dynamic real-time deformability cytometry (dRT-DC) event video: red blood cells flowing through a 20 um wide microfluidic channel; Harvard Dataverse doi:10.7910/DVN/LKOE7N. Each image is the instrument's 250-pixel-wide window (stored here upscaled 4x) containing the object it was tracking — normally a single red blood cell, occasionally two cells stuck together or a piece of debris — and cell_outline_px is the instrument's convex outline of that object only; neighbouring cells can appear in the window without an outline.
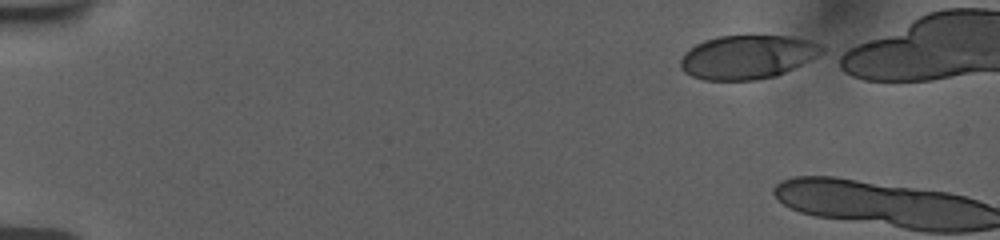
{"species": "human", "species_latin": "Homo sapiens", "temperature_condition": "room temperature", "stored_images_in_passage": 4, "camera_frame_rate_fps": 3000, "um_per_image_px": 0.085, "donor": {"sex": "female"}, "frame": {"image": 1, "passage_image": 1, "time_ms": 0.0, "image_size_px": [1000, 240], "cell_outline_px": [[824, 52], [776, 76], [756, 80], [704, 80], [692, 76], [684, 72], [680, 68], [680, 60], [684, 52], [696, 44], [704, 40], [720, 36], [788, 36], [812, 40], [820, 44], [824, 48]], "centroid_in_image_um": [63.5, 4.84], "position_along_channel_um": 21.5, "area_um2": 35.95}}